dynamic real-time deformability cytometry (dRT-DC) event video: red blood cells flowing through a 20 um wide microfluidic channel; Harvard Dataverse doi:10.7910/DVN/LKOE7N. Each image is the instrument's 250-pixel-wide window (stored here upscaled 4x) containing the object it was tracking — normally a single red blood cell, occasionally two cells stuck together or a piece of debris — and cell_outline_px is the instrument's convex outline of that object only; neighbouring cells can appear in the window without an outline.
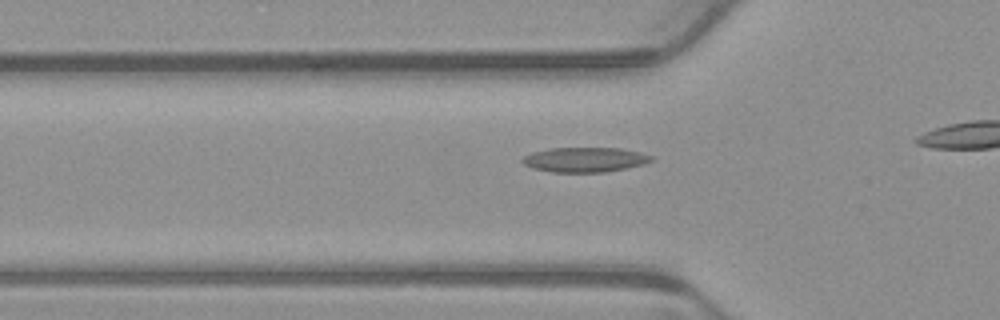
{"species": "common noctule bat (a hibernating species)", "species_latin": "Nyctalus noctula", "temperature_condition": "warm", "stored_images_in_passage": 5, "camera_frame_rate_fps": 3000, "um_per_image_px": 0.085, "animal": {"sex": "male", "body_mass_g": 23.1, "forearm_length_mm": 52.7}, "frame": {"image": 1, "passage_image": 5, "time_ms": 1.333, "image_size_px": [1000, 320], "cell_outline_px": [[652, 160], [644, 164], [604, 172], [552, 172], [532, 168], [524, 164], [520, 160], [524, 156], [532, 152], [548, 148], [620, 148], [640, 152], [652, 156]], "centroid_in_image_um": [49.67, 13.56], "position_along_channel_um": 76.1, "area_um2": 18.55}}